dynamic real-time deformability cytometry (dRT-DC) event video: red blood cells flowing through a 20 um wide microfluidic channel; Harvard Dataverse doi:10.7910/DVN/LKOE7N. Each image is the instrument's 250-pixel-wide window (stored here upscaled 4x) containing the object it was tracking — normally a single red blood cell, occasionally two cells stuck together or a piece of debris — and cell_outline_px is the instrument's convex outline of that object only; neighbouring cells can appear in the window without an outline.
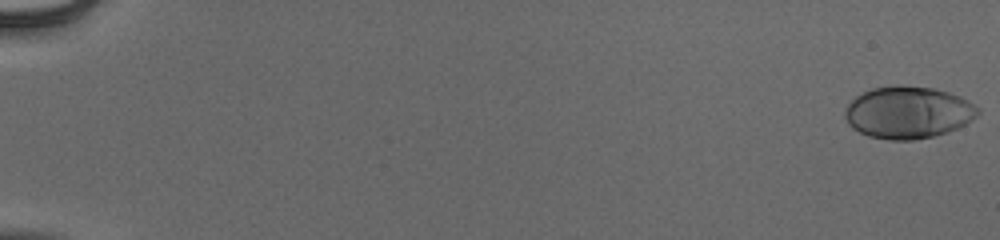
{"species": "human", "species_latin": "Homo sapiens", "temperature_condition": "cold", "stored_images_in_passage": 55, "camera_frame_rate_fps": 3000, "um_per_image_px": 0.085, "donor": {"sex": "male"}, "frame": {"image": 1, "passage_image": 1, "time_ms": 0.0, "image_size_px": [1000, 240], "cell_outline_px": [[980, 112], [972, 120], [956, 128], [932, 136], [916, 140], [888, 140], [868, 136], [852, 128], [848, 124], [844, 116], [844, 112], [848, 104], [856, 96], [872, 88], [900, 84], [932, 88], [948, 92], [960, 96], [980, 108]], "centroid_in_image_um": [77.16, 9.55], "position_along_channel_um": 7.8, "area_um2": 40.4}}
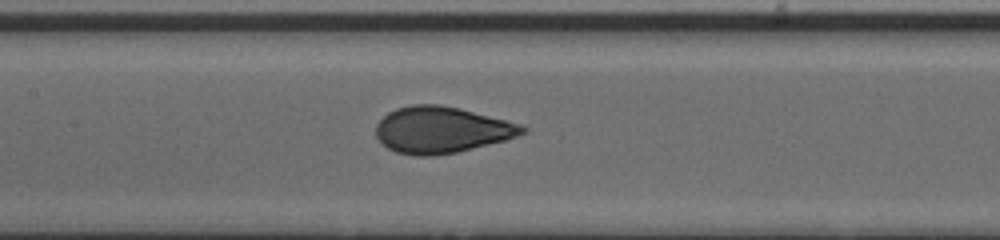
{"frame": {"image": 2, "passage_image": 29, "time_ms": 9.333, "image_size_px": [1000, 240], "cell_outline_px": [[528, 132], [504, 140], [456, 152], [432, 156], [416, 156], [396, 152], [388, 148], [376, 136], [376, 124], [388, 112], [396, 108], [412, 104], [440, 104], [460, 108], [520, 124], [528, 128]], "centroid_in_image_um": [37.51, 11.03], "position_along_channel_um": 169.9, "area_um2": 39.42}}
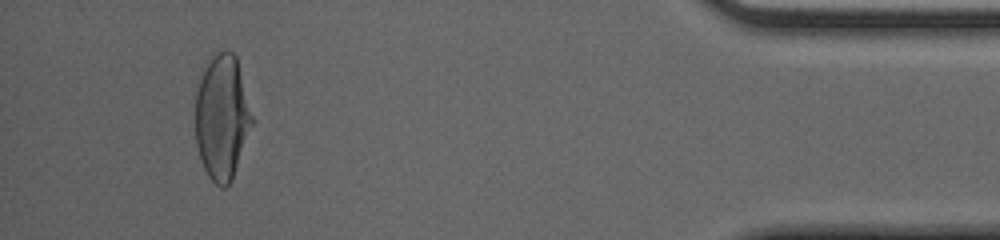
{"frame": {"image": 3, "passage_image": 52, "time_ms": 17.0, "image_size_px": [1000, 240], "cell_outline_px": [[252, 124], [232, 180], [224, 188], [220, 188], [208, 176], [204, 168], [196, 144], [196, 92], [204, 60], [212, 52], [232, 52], [236, 56], [252, 116]], "centroid_in_image_um": [18.84, 9.92], "position_along_channel_um": 416.4, "area_um2": 41.15}, "authors_computed_cell_mechanics": {"area_um2": 39.3618, "velocity_mm_per_s": 3.9208, "shape_relaxation_time_tau1_ms": 4.0949, "shape_relaxation_time_tau2_ms": null, "deformation_change_tau1": 0.1853, "deformation_change_tau2": null}}